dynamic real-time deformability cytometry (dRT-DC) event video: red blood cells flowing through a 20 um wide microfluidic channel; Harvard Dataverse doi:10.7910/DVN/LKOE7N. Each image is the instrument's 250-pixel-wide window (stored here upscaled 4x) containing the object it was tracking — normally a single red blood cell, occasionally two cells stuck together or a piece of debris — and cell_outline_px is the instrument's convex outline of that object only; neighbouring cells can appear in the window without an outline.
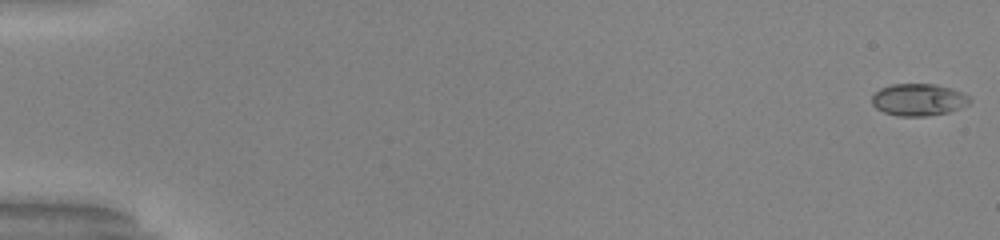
{"species": "common noctule bat (a hibernating species)", "species_latin": "Nyctalus noctula", "temperature_condition": "warm", "stored_images_in_passage": 54, "segment_of_instrument_passage": [1, 2], "camera_frame_rate_fps": 3000, "um_per_image_px": 0.085, "animal": {"sex": "male", "body_mass_g": 20.0, "forearm_length_mm": 53.3}, "frame": {"image": 1, "passage_image": 1, "time_ms": 0.0, "image_size_px": [1000, 240], "cell_outline_px": [[972, 100], [968, 104], [960, 108], [948, 112], [928, 116], [896, 116], [884, 112], [876, 108], [872, 104], [872, 96], [880, 88], [892, 84], [936, 84], [952, 88], [968, 96]], "centroid_in_image_um": [78.07, 8.48], "position_along_channel_um": 6.9, "area_um2": 18.32}}
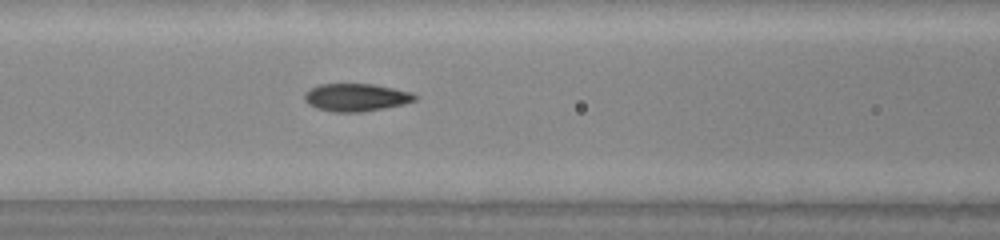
{"frame": {"image": 2, "passage_image": 24, "time_ms": 7.667, "image_size_px": [1000, 240], "cell_outline_px": [[420, 96], [416, 100], [404, 104], [360, 112], [332, 112], [316, 108], [308, 104], [304, 100], [304, 92], [320, 84], [372, 84], [412, 92]], "centroid_in_image_um": [30.27, 8.28], "position_along_channel_um": 136.3, "area_um2": 17.86}}
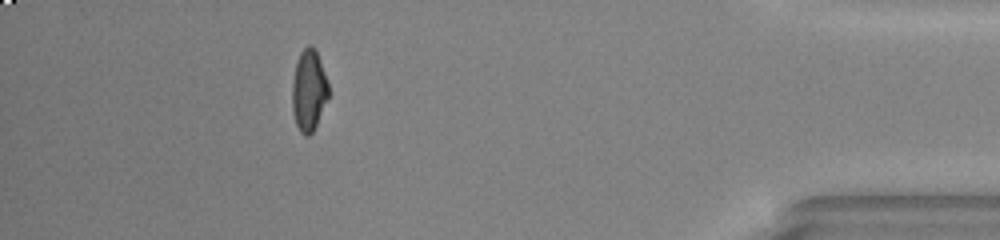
{"frame": {"image": 3, "passage_image": 48, "time_ms": 15.667, "image_size_px": [1000, 240], "cell_outline_px": [[328, 96], [316, 124], [312, 132], [308, 136], [304, 136], [300, 132], [296, 124], [292, 108], [292, 84], [296, 64], [300, 52], [308, 44], [312, 44], [316, 48], [328, 84]], "centroid_in_image_um": [26.23, 7.65], "position_along_channel_um": 409.0, "area_um2": 17.05}}